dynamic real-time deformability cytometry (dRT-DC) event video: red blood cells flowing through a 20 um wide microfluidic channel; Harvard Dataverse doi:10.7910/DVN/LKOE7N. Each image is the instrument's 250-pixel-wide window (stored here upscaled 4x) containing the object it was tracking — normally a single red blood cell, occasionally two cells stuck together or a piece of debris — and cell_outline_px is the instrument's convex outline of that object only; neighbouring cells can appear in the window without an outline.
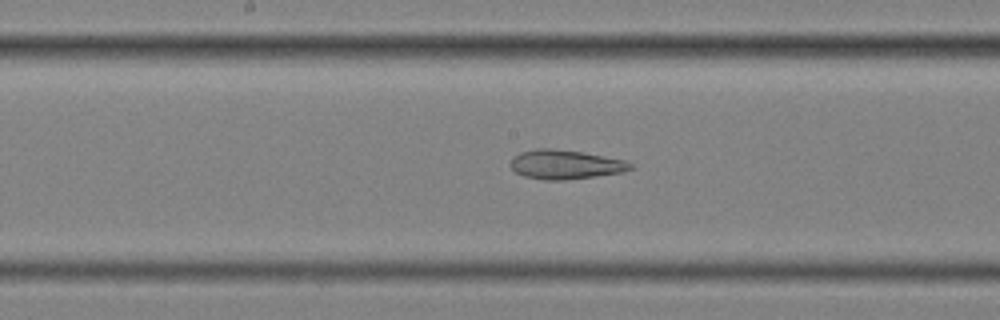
{"species": "common noctule bat (a hibernating species)", "species_latin": "Nyctalus noctula", "temperature_condition": "cold", "stored_images_in_passage": 46, "camera_frame_rate_fps": 3000, "um_per_image_px": 0.085, "animal": {"sex": "female", "body_mass_g": 25.1}, "frame": {"image": 1, "passage_image": 19, "time_ms": 6.0, "image_size_px": [1000, 320], "cell_outline_px": [[636, 168], [624, 172], [564, 180], [544, 180], [524, 176], [516, 172], [512, 168], [512, 156], [520, 152], [536, 148], [552, 148], [580, 152], [624, 160], [632, 164]], "centroid_in_image_um": [48.06, 13.98], "position_along_channel_um": 200.1, "area_um2": 20.29}}
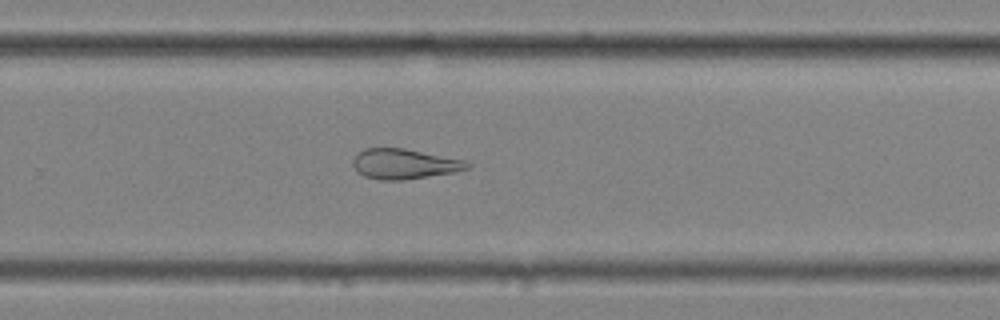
{"frame": {"image": 2, "passage_image": 27, "time_ms": 8.667, "image_size_px": [1000, 320], "cell_outline_px": [[472, 164], [468, 168], [456, 172], [404, 180], [380, 180], [364, 176], [356, 172], [352, 164], [352, 160], [364, 148], [404, 148], [468, 160]], "centroid_in_image_um": [34.4, 13.93], "position_along_channel_um": 295.4, "area_um2": 20.35}}
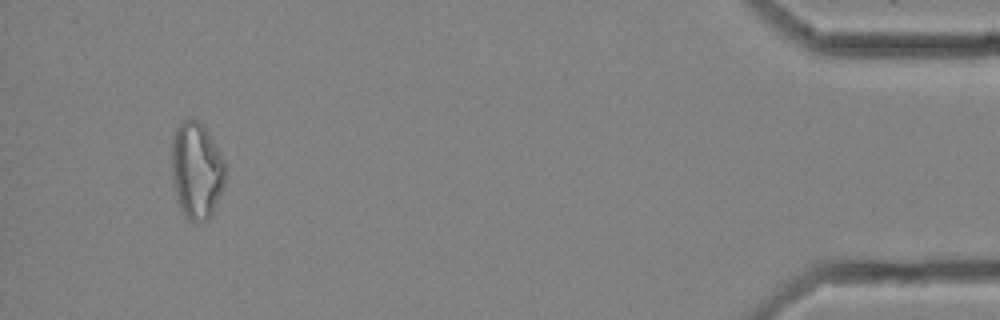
{"frame": {"image": 3, "passage_image": 43, "time_ms": 14.0, "image_size_px": [1000, 320], "cell_outline_px": [[224, 184], [212, 212], [208, 220], [192, 220], [184, 216], [180, 208], [176, 196], [172, 176], [172, 140], [176, 128], [184, 120], [196, 120], [208, 132], [224, 164]], "centroid_in_image_um": [16.67, 14.5], "position_along_channel_um": 418.5, "area_um2": 29.3}, "authors_computed_cell_mechanics": {"area_um2": 24.6806, "velocity_mm_per_s": 3.5809, "shape_relaxation_time_tau1_ms": null, "shape_relaxation_time_tau2_ms": 4.5077, "deformation_change_tau1": null, "deformation_change_tau2": 0.1452}}